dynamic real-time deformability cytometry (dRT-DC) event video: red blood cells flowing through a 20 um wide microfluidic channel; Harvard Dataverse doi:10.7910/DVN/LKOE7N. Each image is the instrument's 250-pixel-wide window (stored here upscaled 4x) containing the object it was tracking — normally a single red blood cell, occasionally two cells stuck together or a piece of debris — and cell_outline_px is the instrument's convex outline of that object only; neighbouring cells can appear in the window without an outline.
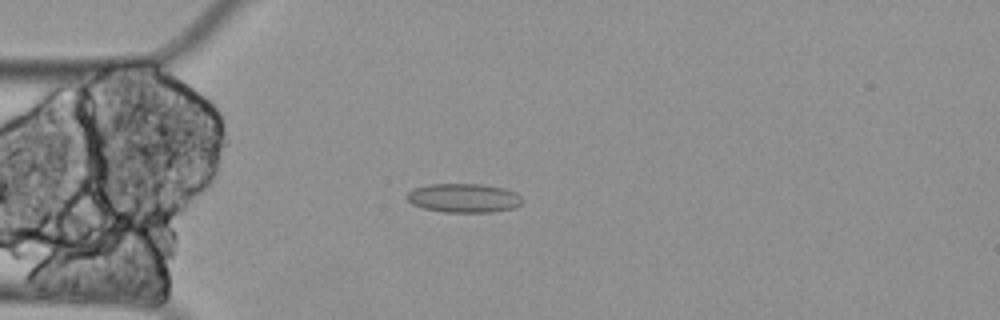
{"species": "Egyptian fruit bat (a non-hibernating species)", "species_latin": "Rousettus aegyptiacus", "temperature_condition": "cold", "stored_images_in_passage": 37, "segment_of_instrument_passage": [1, 3], "camera_frame_rate_fps": 3000, "um_per_image_px": 0.085, "animal": {"sex": "female"}, "frame": {"image": 1, "passage_image": 5, "time_ms": 1.333, "image_size_px": [1000, 320], "cell_outline_px": [[520, 204], [516, 208], [492, 212], [444, 212], [424, 208], [412, 204], [404, 196], [408, 192], [416, 188], [428, 184], [480, 184], [504, 188], [516, 192], [520, 196]], "centroid_in_image_um": [39.41, 16.83], "position_along_channel_um": 45.6, "area_um2": 19.48}}